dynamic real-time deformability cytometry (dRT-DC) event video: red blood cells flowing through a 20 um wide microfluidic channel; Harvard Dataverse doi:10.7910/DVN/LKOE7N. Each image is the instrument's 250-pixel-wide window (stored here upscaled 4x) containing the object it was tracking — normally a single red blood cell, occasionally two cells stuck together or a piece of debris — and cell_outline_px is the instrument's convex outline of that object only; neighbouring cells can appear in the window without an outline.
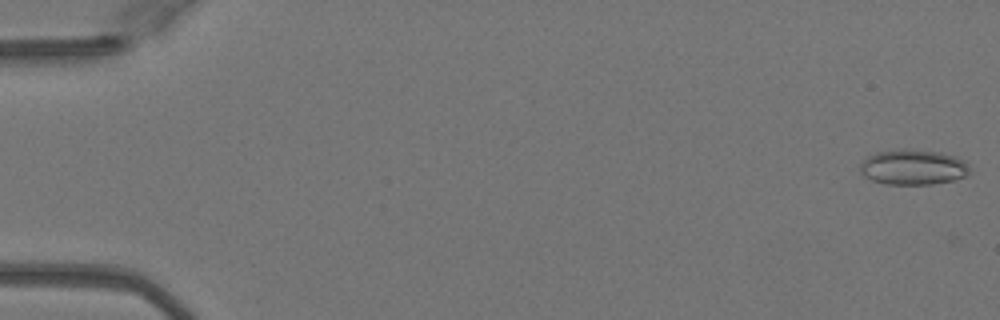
{"species": "Egyptian fruit bat (a non-hibernating species)", "species_latin": "Rousettus aegyptiacus", "temperature_condition": "warm", "stored_images_in_passage": 50, "camera_frame_rate_fps": 3000, "um_per_image_px": 0.085, "animal": {"sex": "female"}, "frame": {"image": 1, "passage_image": 1, "time_ms": 0.0, "image_size_px": [1000, 320], "cell_outline_px": [[968, 172], [964, 176], [952, 180], [932, 184], [884, 184], [872, 180], [864, 176], [860, 172], [860, 164], [864, 156], [876, 152], [904, 148], [940, 152], [964, 160], [968, 164]], "centroid_in_image_um": [77.54, 14.19], "position_along_channel_um": 7.5, "area_um2": 22.6}}
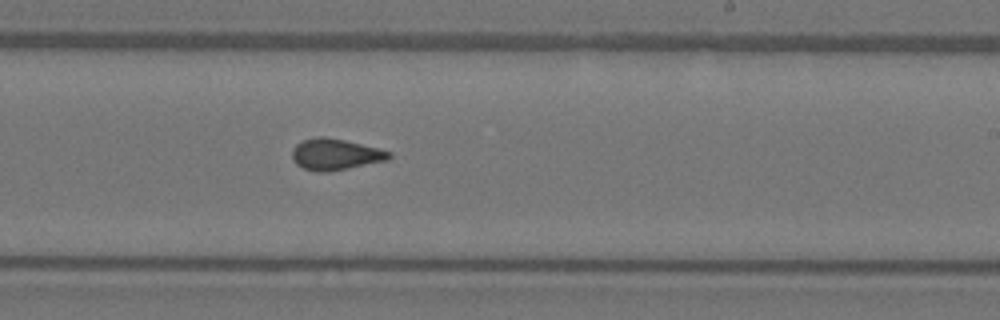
{"frame": {"image": 2, "passage_image": 31, "time_ms": 10.0, "image_size_px": [1000, 320], "cell_outline_px": [[392, 156], [388, 160], [348, 168], [324, 172], [316, 172], [304, 168], [296, 164], [292, 156], [292, 148], [296, 144], [304, 140], [316, 136], [324, 136], [344, 140], [380, 148], [392, 152]], "centroid_in_image_um": [28.52, 13.11], "position_along_channel_um": 260.5, "area_um2": 17.69}}
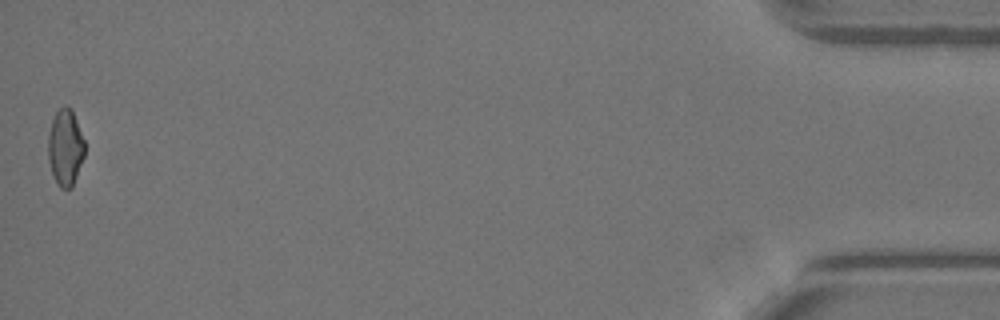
{"frame": {"image": 3, "passage_image": 50, "time_ms": 16.333, "image_size_px": [1000, 320], "cell_outline_px": [[84, 156], [72, 188], [60, 188], [56, 184], [48, 160], [48, 132], [52, 120], [56, 112], [64, 104], [72, 108], [84, 140]], "centroid_in_image_um": [5.54, 12.52], "position_along_channel_um": 429.7, "area_um2": 16.42}, "authors_computed_cell_mechanics": {"area_um2": 17.5712, "velocity_mm_per_s": 4.0937, "shape_relaxation_time_tau1_ms": null, "shape_relaxation_time_tau2_ms": 1.168, "deformation_change_tau1": null, "deformation_change_tau2": 0.0676}}